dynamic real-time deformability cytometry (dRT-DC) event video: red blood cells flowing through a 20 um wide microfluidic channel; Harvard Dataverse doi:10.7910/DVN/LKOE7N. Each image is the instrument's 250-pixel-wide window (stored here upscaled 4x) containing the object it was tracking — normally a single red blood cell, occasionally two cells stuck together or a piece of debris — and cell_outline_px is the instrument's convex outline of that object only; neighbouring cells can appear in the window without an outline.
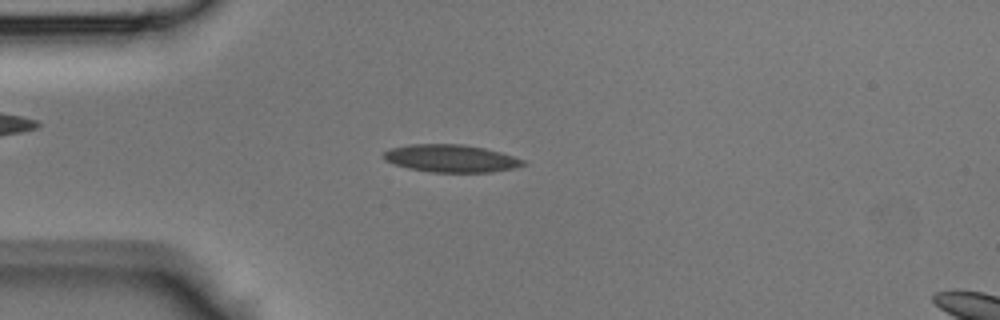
{"species": "Egyptian fruit bat (a non-hibernating species)", "species_latin": "Rousettus aegyptiacus", "temperature_condition": "room temperature", "stored_images_in_passage": 42, "camera_frame_rate_fps": 3000, "um_per_image_px": 0.085, "animal": {"sex": "male"}, "frame": {"image": 1, "passage_image": 10, "time_ms": 3.0, "image_size_px": [1000, 320], "cell_outline_px": [[528, 164], [516, 168], [492, 172], [432, 172], [408, 168], [384, 160], [380, 156], [384, 152], [392, 148], [408, 144], [464, 144], [484, 148], [500, 152], [524, 160]], "centroid_in_image_um": [38.34, 13.46], "position_along_channel_um": 46.7, "area_um2": 22.48}}
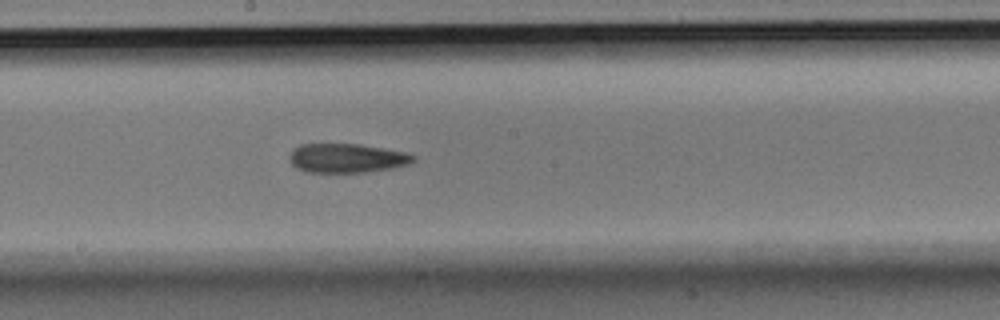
{"frame": {"image": 2, "passage_image": 22, "time_ms": 7.0, "image_size_px": [1000, 320], "cell_outline_px": [[416, 160], [408, 164], [392, 168], [368, 172], [308, 172], [296, 168], [292, 164], [288, 156], [292, 148], [300, 144], [360, 144], [384, 148], [404, 152], [416, 156]], "centroid_in_image_um": [29.46, 13.44], "position_along_channel_um": 218.7, "area_um2": 21.15}}
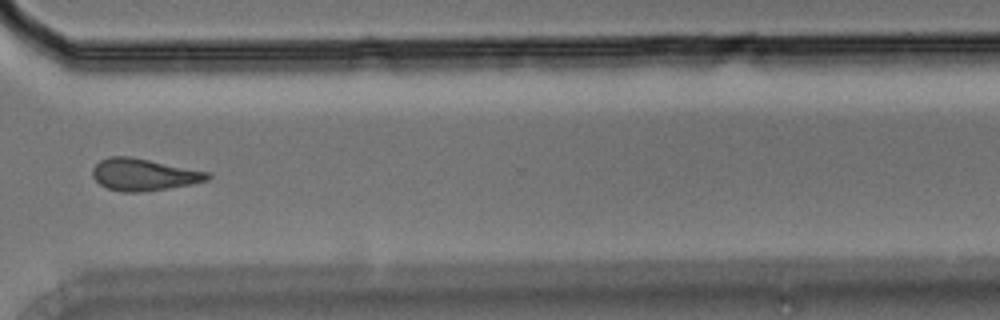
{"frame": {"image": 3, "passage_image": 31, "time_ms": 10.0, "image_size_px": [1000, 320], "cell_outline_px": [[212, 176], [208, 180], [192, 184], [168, 188], [140, 192], [124, 192], [108, 188], [100, 184], [92, 176], [92, 168], [100, 160], [108, 156], [128, 156], [208, 172]], "centroid_in_image_um": [12.19, 14.84], "position_along_channel_um": 358.4, "area_um2": 21.21}}